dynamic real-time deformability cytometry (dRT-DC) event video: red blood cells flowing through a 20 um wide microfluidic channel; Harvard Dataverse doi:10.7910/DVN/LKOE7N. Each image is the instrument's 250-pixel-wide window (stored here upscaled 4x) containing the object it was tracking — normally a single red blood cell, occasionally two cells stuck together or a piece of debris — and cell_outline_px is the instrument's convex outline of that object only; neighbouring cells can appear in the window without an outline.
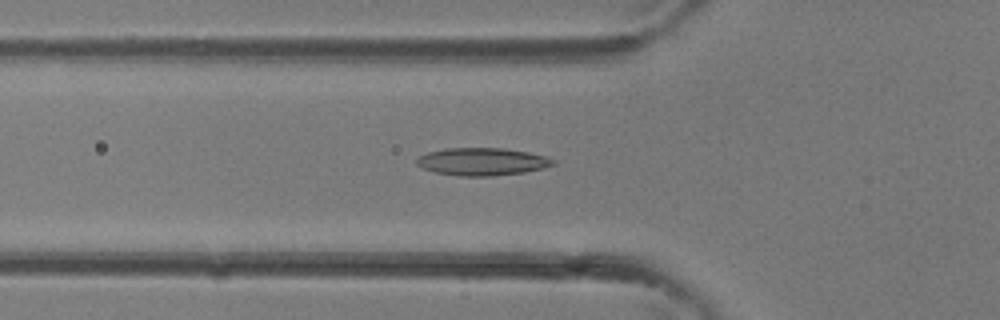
{"species": "common noctule bat (a hibernating species)", "species_latin": "Nyctalus noctula", "temperature_condition": "room temperature", "stored_images_in_passage": 34, "camera_frame_rate_fps": 3000, "um_per_image_px": 0.085, "animal": {"sex": "female"}, "frame": {"image": 1, "passage_image": 13, "time_ms": 4.0, "image_size_px": [1000, 320], "cell_outline_px": [[556, 164], [544, 168], [524, 172], [492, 176], [460, 176], [436, 172], [424, 168], [416, 164], [416, 160], [420, 156], [428, 152], [448, 148], [504, 148], [528, 152], [544, 156], [556, 160]], "centroid_in_image_um": [41.02, 13.74], "position_along_channel_um": 84.8, "area_um2": 21.85}}
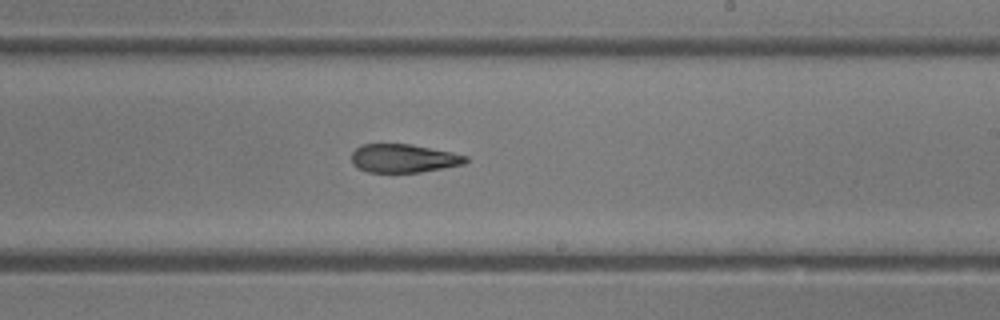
{"frame": {"image": 2, "passage_image": 22, "time_ms": 7.0, "image_size_px": [1000, 320], "cell_outline_px": [[468, 160], [464, 164], [444, 168], [420, 172], [368, 172], [356, 168], [352, 164], [352, 152], [360, 144], [412, 144], [452, 152], [468, 156]], "centroid_in_image_um": [34.29, 13.45], "position_along_channel_um": 254.7, "area_um2": 19.07}}
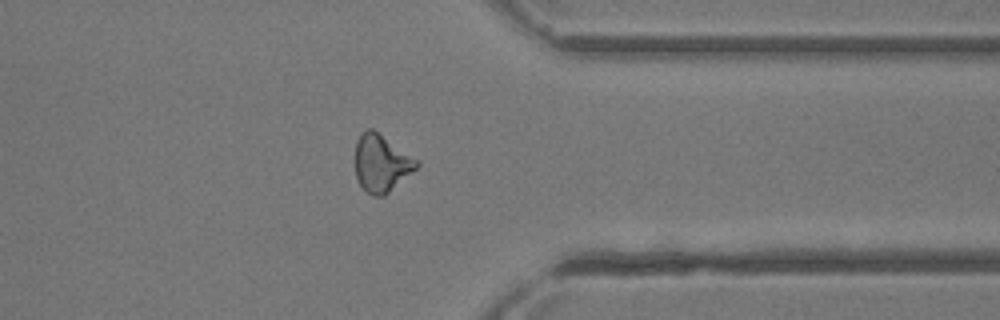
{"frame": {"image": 3, "passage_image": 29, "time_ms": 9.333, "image_size_px": [1000, 320], "cell_outline_px": [[420, 164], [416, 168], [384, 196], [372, 196], [364, 192], [356, 176], [356, 140], [360, 132], [368, 128], [372, 128], [420, 160]], "centroid_in_image_um": [32.41, 13.86], "position_along_channel_um": 379.0, "area_um2": 20.63}}